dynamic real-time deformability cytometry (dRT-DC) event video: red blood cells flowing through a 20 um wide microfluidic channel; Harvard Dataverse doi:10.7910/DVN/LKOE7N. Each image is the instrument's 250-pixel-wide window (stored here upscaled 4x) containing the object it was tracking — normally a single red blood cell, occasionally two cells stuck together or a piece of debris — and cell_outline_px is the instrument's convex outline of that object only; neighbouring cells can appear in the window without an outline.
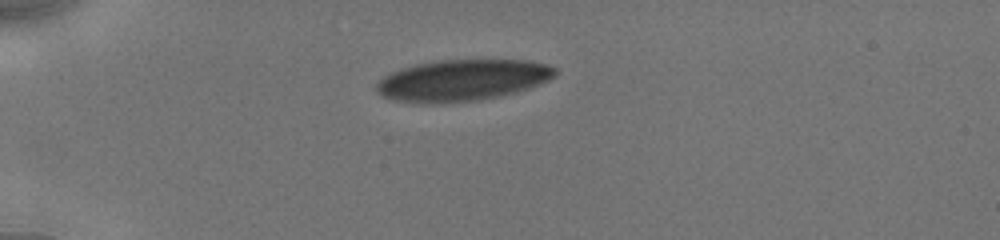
{"species": "human", "species_latin": "Homo sapiens", "temperature_condition": "cold", "stored_images_in_passage": 20, "camera_frame_rate_fps": 3000, "um_per_image_px": 0.085, "donor": {"sex": "male"}, "frame": {"image": 1, "passage_image": 1, "time_ms": 0.0, "image_size_px": [1000, 240], "cell_outline_px": [[556, 76], [548, 80], [516, 92], [500, 96], [476, 100], [396, 100], [384, 96], [376, 88], [376, 84], [384, 76], [392, 72], [416, 64], [440, 60], [528, 60], [544, 64], [556, 68]], "centroid_in_image_um": [39.38, 6.76], "position_along_channel_um": 45.6, "area_um2": 41.38}}
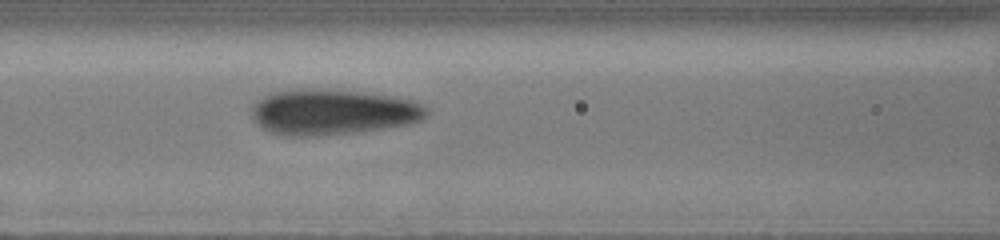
{"frame": {"image": 2, "passage_image": 14, "time_ms": 3.333, "image_size_px": [1000, 240], "cell_outline_px": [[428, 116], [420, 120], [408, 124], [360, 132], [316, 136], [284, 136], [268, 132], [260, 128], [256, 124], [252, 116], [252, 104], [268, 92], [308, 88], [360, 92], [396, 96], [412, 100], [424, 104], [428, 108]], "centroid_in_image_um": [28.25, 9.53], "position_along_channel_um": 138.3, "area_um2": 47.11}}
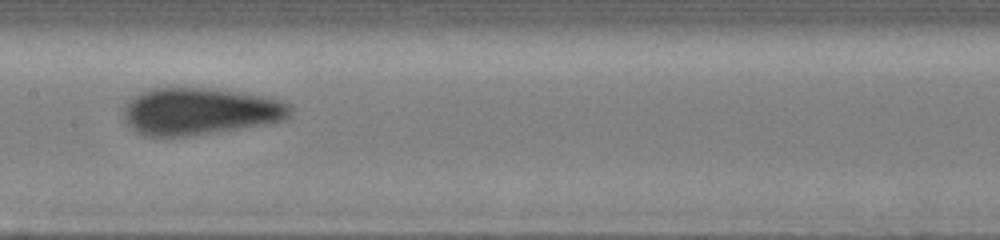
{"frame": {"image": 3, "passage_image": 19, "time_ms": 4.667, "image_size_px": [1000, 240], "cell_outline_px": [[292, 112], [284, 120], [264, 124], [216, 132], [188, 136], [144, 136], [136, 132], [124, 120], [124, 108], [128, 100], [132, 96], [140, 92], [152, 88], [208, 88], [236, 92], [260, 96], [280, 100], [288, 104], [292, 108]], "centroid_in_image_um": [16.93, 9.47], "position_along_channel_um": 190.5, "area_um2": 45.43}}